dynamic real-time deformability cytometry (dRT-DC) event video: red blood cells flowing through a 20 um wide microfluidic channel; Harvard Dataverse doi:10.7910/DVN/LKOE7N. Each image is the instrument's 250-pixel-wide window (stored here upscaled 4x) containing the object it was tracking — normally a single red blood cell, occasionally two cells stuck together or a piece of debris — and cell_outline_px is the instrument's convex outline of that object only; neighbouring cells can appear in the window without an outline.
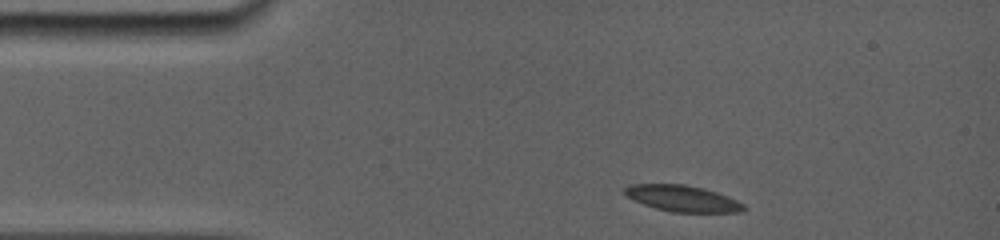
{"species": "common noctule bat (a hibernating species)", "species_latin": "Nyctalus noctula", "temperature_condition": "room temperature", "stored_images_in_passage": 6, "camera_frame_rate_fps": 5000, "um_per_image_px": 0.085, "animal": {"sex": "female", "body_mass_g": 19.0, "forearm_length_mm": 56.7}, "frame": {"image": 1, "passage_image": 1, "time_ms": 0.0, "image_size_px": [1000, 240], "cell_outline_px": [[744, 208], [740, 212], [672, 212], [656, 208], [632, 200], [624, 192], [624, 188], [628, 184], [684, 184], [704, 188], [728, 196], [744, 204]], "centroid_in_image_um": [57.99, 16.86], "position_along_channel_um": 27.0, "area_um2": 18.09}}
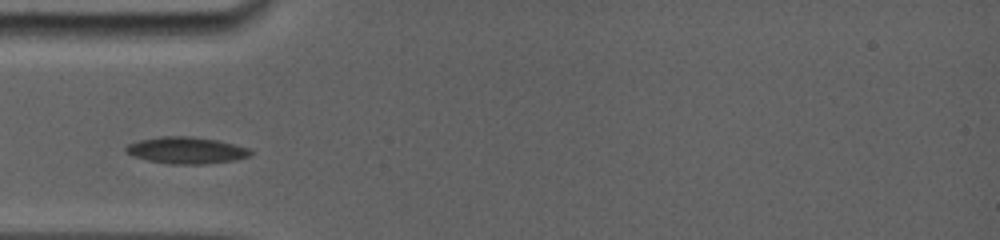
{"frame": {"image": 2, "passage_image": 5, "time_ms": 2.4, "image_size_px": [1000, 240], "cell_outline_px": [[252, 152], [248, 156], [236, 160], [208, 164], [172, 164], [148, 160], [132, 156], [124, 152], [124, 148], [128, 144], [140, 140], [160, 136], [188, 136], [220, 140], [248, 148]], "centroid_in_image_um": [15.82, 12.78], "position_along_channel_um": 69.2, "area_um2": 19.48}}